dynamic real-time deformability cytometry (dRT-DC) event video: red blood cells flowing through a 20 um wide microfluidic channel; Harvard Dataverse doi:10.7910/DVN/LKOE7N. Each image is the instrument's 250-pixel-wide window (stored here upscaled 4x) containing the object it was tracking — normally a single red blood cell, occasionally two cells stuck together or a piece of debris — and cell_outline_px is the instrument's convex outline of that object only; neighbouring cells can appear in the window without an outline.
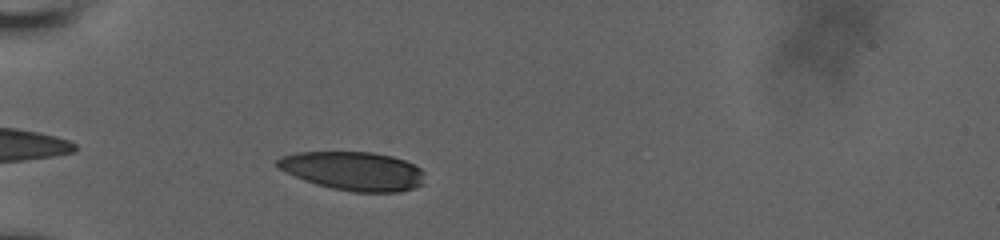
{"species": "human", "species_latin": "Homo sapiens", "temperature_condition": "room temperature", "stored_images_in_passage": 38, "camera_frame_rate_fps": 3000, "um_per_image_px": 0.085, "donor": {"sex": "male"}, "frame": {"image": 1, "passage_image": 5, "time_ms": 1.0, "image_size_px": [1000, 240], "cell_outline_px": [[424, 184], [412, 188], [396, 192], [352, 192], [332, 188], [316, 184], [304, 180], [276, 168], [276, 160], [280, 156], [296, 152], [372, 152], [392, 156], [416, 164], [424, 172]], "centroid_in_image_um": [30.02, 14.53], "position_along_channel_um": 55.0, "area_um2": 33.52}}
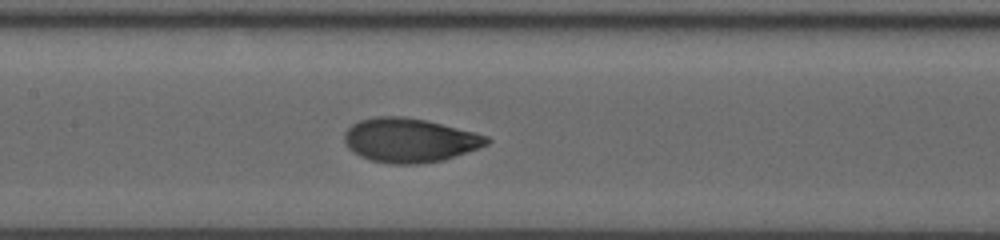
{"frame": {"image": 2, "passage_image": 26, "time_ms": 4.667, "image_size_px": [1000, 240], "cell_outline_px": [[492, 140], [488, 144], [444, 160], [420, 164], [388, 164], [372, 160], [360, 156], [352, 152], [344, 144], [344, 132], [352, 124], [360, 120], [376, 116], [404, 116], [424, 120], [488, 136]], "centroid_in_image_um": [34.76, 11.93], "position_along_channel_um": 172.6, "area_um2": 36.53}}
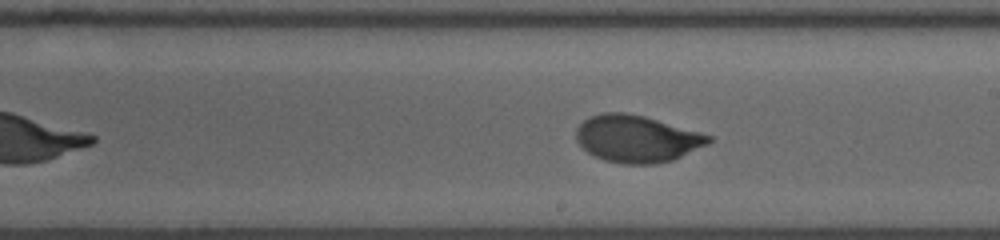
{"frame": {"image": 3, "passage_image": 36, "time_ms": 6.333, "image_size_px": [1000, 240], "cell_outline_px": [[712, 140], [708, 144], [672, 160], [656, 164], [624, 164], [604, 160], [588, 152], [576, 140], [576, 128], [584, 120], [600, 112], [624, 112], [644, 116], [700, 132], [712, 136]], "centroid_in_image_um": [54.12, 11.79], "position_along_channel_um": 234.9, "area_um2": 36.13}}